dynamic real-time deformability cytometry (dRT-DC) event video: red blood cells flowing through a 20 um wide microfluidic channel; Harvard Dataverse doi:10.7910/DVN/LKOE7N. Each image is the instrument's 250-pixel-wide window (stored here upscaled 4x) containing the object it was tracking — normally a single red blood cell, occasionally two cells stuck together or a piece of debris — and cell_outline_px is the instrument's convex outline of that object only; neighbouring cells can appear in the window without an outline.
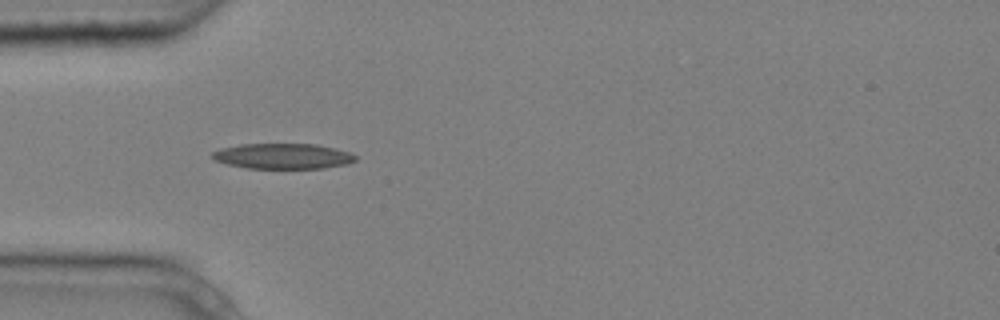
{"species": "common noctule bat (a hibernating species)", "species_latin": "Nyctalus noctula", "temperature_condition": "cold", "stored_images_in_passage": 5, "camera_frame_rate_fps": 3000, "um_per_image_px": 0.085, "animal": {"sex": "male", "body_mass_g": 20.4}, "frame": {"image": 1, "passage_image": 4, "time_ms": 1.0, "image_size_px": [1000, 320], "cell_outline_px": [[356, 160], [348, 164], [324, 168], [248, 168], [228, 164], [216, 160], [212, 156], [212, 152], [220, 148], [240, 144], [316, 144], [336, 148], [352, 152], [356, 156]], "centroid_in_image_um": [24.09, 13.26], "position_along_channel_um": 60.9, "area_um2": 21.27}}
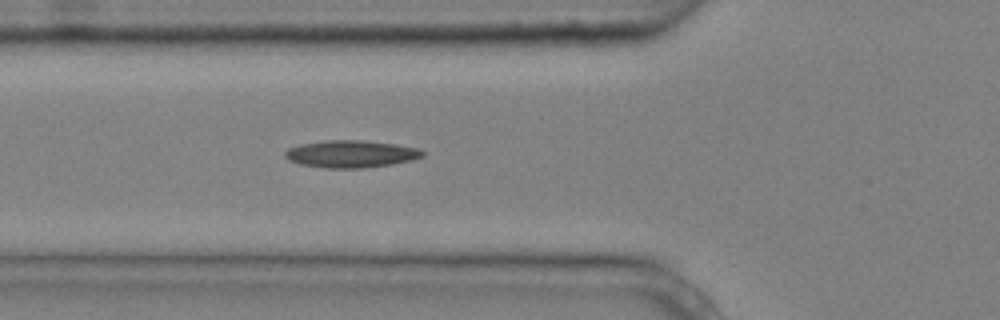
{"frame": {"image": 2, "passage_image": 5, "time_ms": 1.333, "image_size_px": [1000, 320], "cell_outline_px": [[424, 156], [412, 160], [392, 164], [364, 168], [324, 168], [300, 164], [288, 160], [284, 156], [284, 152], [288, 148], [300, 144], [324, 140], [364, 140], [396, 144], [420, 148], [424, 152]], "centroid_in_image_um": [29.83, 13.08], "position_along_channel_um": 96.0, "area_um2": 22.08}}